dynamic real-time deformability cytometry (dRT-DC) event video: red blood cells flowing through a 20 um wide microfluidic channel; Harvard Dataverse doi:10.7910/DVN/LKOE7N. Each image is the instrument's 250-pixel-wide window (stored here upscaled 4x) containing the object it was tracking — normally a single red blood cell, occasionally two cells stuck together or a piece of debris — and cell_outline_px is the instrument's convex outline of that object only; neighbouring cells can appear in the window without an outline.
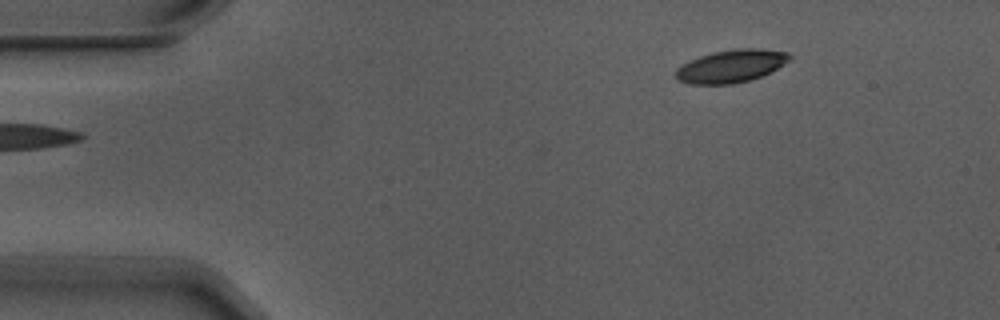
{"species": "Egyptian fruit bat (a non-hibernating species)", "species_latin": "Rousettus aegyptiacus", "temperature_condition": "warm", "stored_images_in_passage": 3, "camera_frame_rate_fps": 3000, "um_per_image_px": 0.085, "animal": {"sex": "male"}, "frame": {"image": 1, "passage_image": 3, "time_ms": 0.667, "image_size_px": [1000, 320], "cell_outline_px": [[792, 60], [760, 76], [748, 80], [732, 84], [688, 84], [676, 80], [676, 68], [700, 56], [712, 52], [736, 48], [756, 48], [788, 52], [792, 56]], "centroid_in_image_um": [62.14, 5.61], "position_along_channel_um": 22.9, "area_um2": 21.62}}